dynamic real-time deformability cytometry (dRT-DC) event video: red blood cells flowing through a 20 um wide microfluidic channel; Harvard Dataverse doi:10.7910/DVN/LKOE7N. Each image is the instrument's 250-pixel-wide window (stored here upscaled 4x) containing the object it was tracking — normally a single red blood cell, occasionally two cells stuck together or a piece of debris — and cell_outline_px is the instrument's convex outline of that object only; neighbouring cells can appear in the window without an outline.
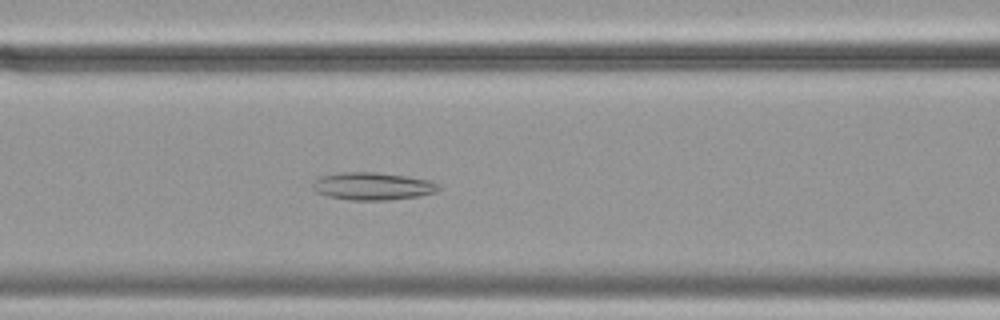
{"species": "common noctule bat (a hibernating species)", "species_latin": "Nyctalus noctula", "temperature_condition": "cold", "stored_images_in_passage": 56, "camera_frame_rate_fps": 3000, "um_per_image_px": 0.085, "animal": {"sex": "female", "body_mass_g": 19.9}, "frame": {"image": 1, "passage_image": 23, "time_ms": 7.333, "image_size_px": [1000, 320], "cell_outline_px": [[444, 188], [436, 192], [420, 196], [388, 200], [348, 200], [328, 196], [316, 192], [312, 188], [312, 180], [320, 176], [340, 172], [376, 172], [408, 176], [428, 180], [440, 184]], "centroid_in_image_um": [31.68, 15.82], "position_along_channel_um": 134.9, "area_um2": 20.63}}
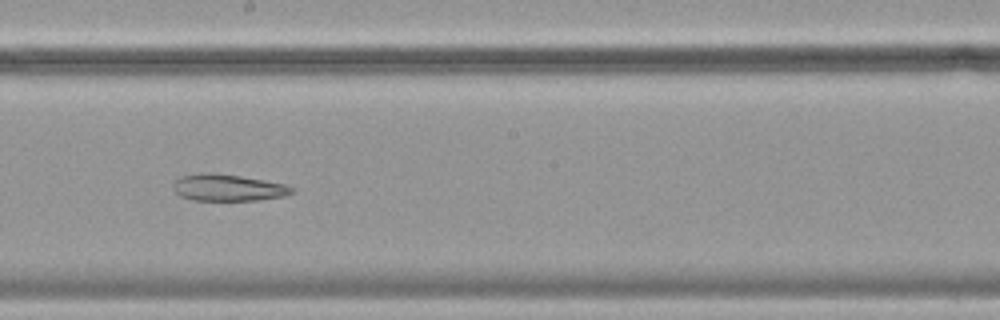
{"frame": {"image": 2, "passage_image": 31, "time_ms": 10.0, "image_size_px": [1000, 320], "cell_outline_px": [[296, 192], [284, 196], [260, 200], [192, 200], [180, 196], [172, 188], [172, 184], [180, 176], [196, 172], [208, 172], [240, 176], [264, 180], [284, 184], [296, 188]], "centroid_in_image_um": [19.37, 15.94], "position_along_channel_um": 228.8, "area_um2": 18.73}}
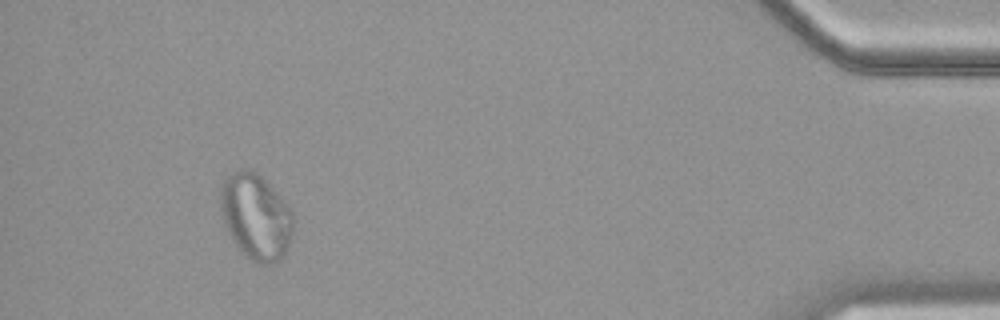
{"frame": {"image": 3, "passage_image": 52, "time_ms": 17.0, "image_size_px": [1000, 320], "cell_outline_px": [[292, 232], [288, 248], [284, 256], [280, 260], [272, 264], [260, 264], [252, 260], [236, 244], [228, 232], [224, 224], [220, 192], [220, 188], [224, 180], [232, 172], [240, 168], [252, 168], [264, 180], [288, 208], [292, 216]], "centroid_in_image_um": [21.73, 18.41], "position_along_channel_um": 413.5, "area_um2": 35.6}, "authors_computed_cell_mechanics": {"area_um2": 28.033, "velocity_mm_per_s": 3.5474, "shape_relaxation_time_tau1_ms": null, "shape_relaxation_time_tau2_ms": 7.3739, "deformation_change_tau1": null, "deformation_change_tau2": 0.1672}}